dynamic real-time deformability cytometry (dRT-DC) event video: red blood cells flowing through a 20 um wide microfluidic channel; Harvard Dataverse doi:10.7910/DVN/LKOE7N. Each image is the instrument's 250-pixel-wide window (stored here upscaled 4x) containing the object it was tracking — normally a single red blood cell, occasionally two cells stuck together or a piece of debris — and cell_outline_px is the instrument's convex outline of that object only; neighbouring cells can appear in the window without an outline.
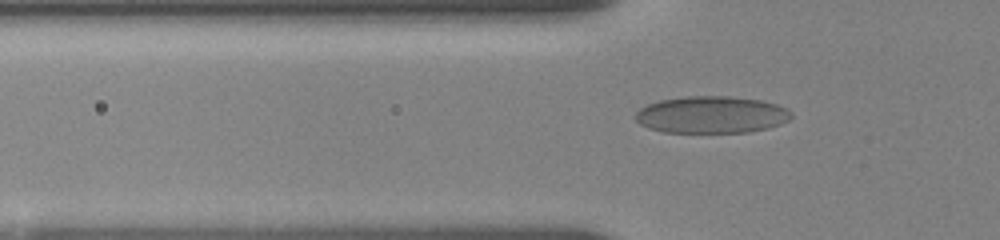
{"species": "human", "species_latin": "Homo sapiens", "temperature_condition": "room temperature", "stored_images_in_passage": 82, "camera_frame_rate_fps": 3000, "um_per_image_px": 0.085, "donor": {"sex": "female"}, "frame": {"image": 1, "passage_image": 23, "time_ms": 5.667, "image_size_px": [1000, 240], "cell_outline_px": [[792, 116], [788, 120], [780, 124], [768, 128], [748, 132], [664, 132], [648, 128], [640, 124], [636, 120], [636, 112], [640, 108], [648, 104], [660, 100], [684, 96], [728, 96], [760, 100], [776, 104], [788, 108], [792, 112]], "centroid_in_image_um": [60.48, 9.75], "position_along_channel_um": 65.3, "area_um2": 33.64}}
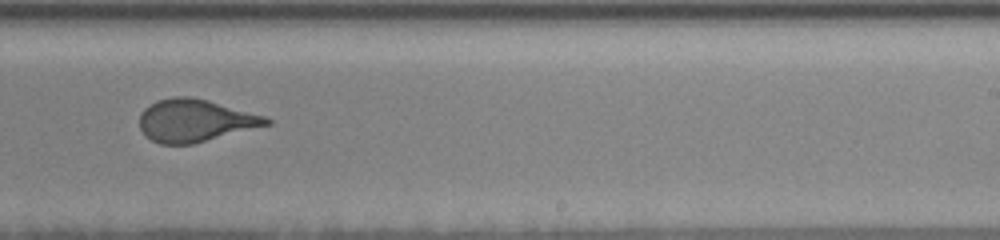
{"frame": {"image": 2, "passage_image": 57, "time_ms": 11.333, "image_size_px": [1000, 240], "cell_outline_px": [[272, 124], [192, 144], [160, 144], [144, 136], [140, 128], [140, 112], [144, 108], [156, 100], [172, 96], [188, 96], [208, 100], [264, 116], [272, 120]], "centroid_in_image_um": [16.55, 10.24], "position_along_channel_um": 272.5, "area_um2": 31.44}}
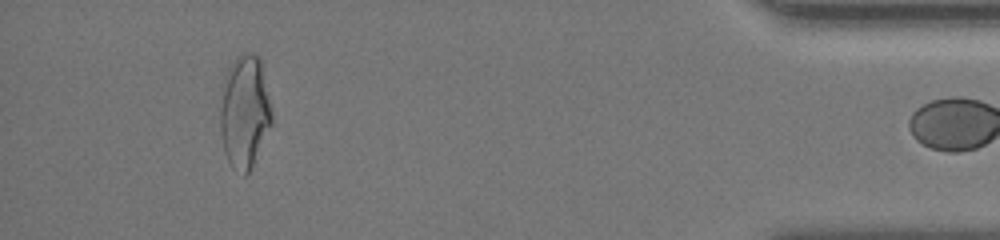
{"frame": {"image": 3, "passage_image": 81, "time_ms": 16.667, "image_size_px": [1000, 240], "cell_outline_px": [[272, 124], [248, 172], [244, 176], [232, 168], [228, 164], [224, 152], [220, 128], [220, 108], [224, 76], [228, 68], [236, 56], [244, 52], [252, 52], [260, 56], [272, 116]], "centroid_in_image_um": [20.77, 9.48], "position_along_channel_um": 414.4, "area_um2": 33.99}}